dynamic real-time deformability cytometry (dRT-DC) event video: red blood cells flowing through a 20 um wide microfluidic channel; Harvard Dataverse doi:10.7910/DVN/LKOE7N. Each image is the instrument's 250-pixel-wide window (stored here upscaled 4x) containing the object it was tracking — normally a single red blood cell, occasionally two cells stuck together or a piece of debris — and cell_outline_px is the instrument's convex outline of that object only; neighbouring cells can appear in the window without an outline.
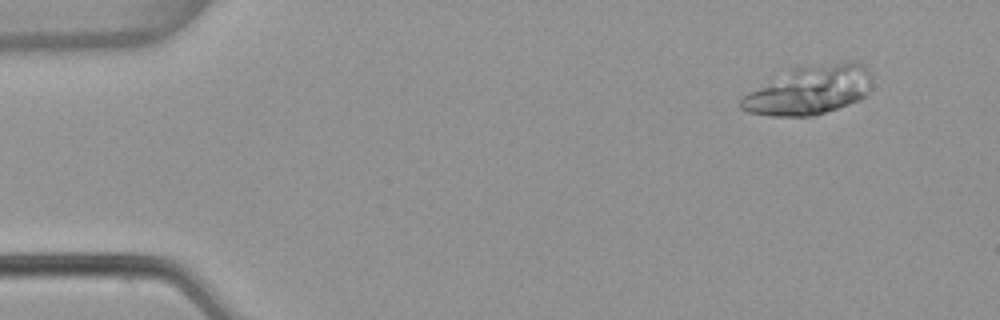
{"species": "common noctule bat (a hibernating species)", "species_latin": "Nyctalus noctula", "temperature_condition": "warm", "stored_images_in_passage": 5, "segment_of_instrument_passage": [1, 2], "camera_frame_rate_fps": 3000, "um_per_image_px": 0.085, "animal": {"sex": "female", "body_mass_g": 22.7, "forearm_length_mm": 54.2}, "frame": {"image": 1, "passage_image": 1, "time_ms": 0.0, "image_size_px": [1000, 320], "cell_outline_px": [[872, 76], [864, 96], [860, 100], [812, 116], [772, 116], [748, 112], [740, 108], [740, 100], [748, 92], [792, 68], [836, 64], [860, 64]], "centroid_in_image_um": [68.72, 7.72], "position_along_channel_um": 16.3, "area_um2": 35.78}}